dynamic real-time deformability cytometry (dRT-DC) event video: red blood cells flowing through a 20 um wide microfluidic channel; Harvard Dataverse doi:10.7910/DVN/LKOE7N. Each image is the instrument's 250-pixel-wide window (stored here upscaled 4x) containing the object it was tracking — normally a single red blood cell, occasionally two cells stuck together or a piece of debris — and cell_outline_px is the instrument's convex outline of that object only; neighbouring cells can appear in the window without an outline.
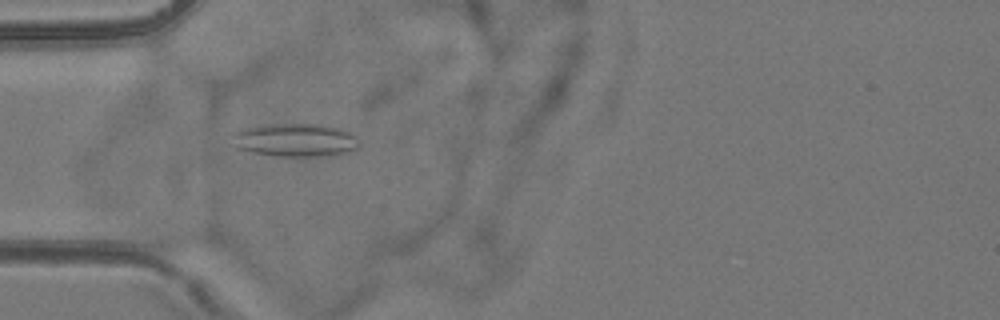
{"species": "common noctule bat (a hibernating species)", "species_latin": "Nyctalus noctula", "temperature_condition": "room temperature", "stored_images_in_passage": 39, "camera_frame_rate_fps": 3000, "um_per_image_px": 0.085, "animal": {"sex": "female", "body_mass_g": 24.6, "forearm_length_mm": 56.2}, "frame": {"image": 1, "passage_image": 6, "time_ms": 1.667, "image_size_px": [1000, 320], "cell_outline_px": [[360, 148], [328, 156], [276, 156], [252, 152], [236, 148], [232, 136], [240, 128], [268, 124], [320, 124], [340, 128], [356, 136], [360, 144]], "centroid_in_image_um": [25.1, 11.9], "position_along_channel_um": 59.9, "area_um2": 24.68}}
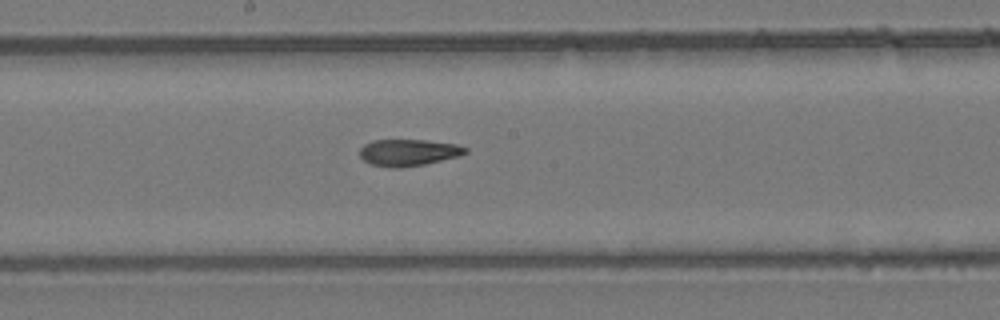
{"frame": {"image": 2, "passage_image": 18, "time_ms": 5.667, "image_size_px": [1000, 320], "cell_outline_px": [[468, 152], [460, 156], [424, 164], [400, 168], [388, 168], [368, 164], [360, 156], [360, 148], [364, 144], [372, 140], [424, 140], [456, 144], [468, 148]], "centroid_in_image_um": [34.7, 12.97], "position_along_channel_um": 213.5, "area_um2": 16.59}}
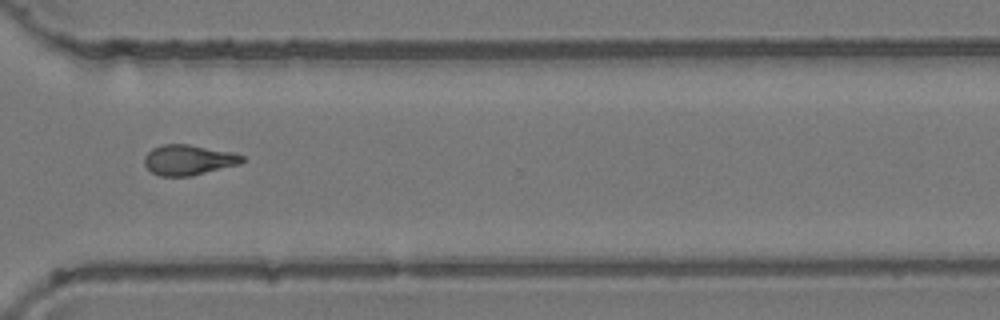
{"frame": {"image": 3, "passage_image": 29, "time_ms": 9.333, "image_size_px": [1000, 320], "cell_outline_px": [[244, 160], [240, 164], [188, 176], [160, 176], [152, 172], [144, 164], [144, 156], [152, 148], [160, 144], [188, 144], [232, 152], [244, 156]], "centroid_in_image_um": [15.99, 13.58], "position_along_channel_um": 354.6, "area_um2": 17.17}, "authors_computed_cell_mechanics": {"area_um2": 17.051, "velocity_mm_per_s": 3.8515, "shape_relaxation_time_tau1_ms": 7.9756, "shape_relaxation_time_tau2_ms": 2.34, "deformation_change_tau1": 0.1961, "deformation_change_tau2": 0.0981}}